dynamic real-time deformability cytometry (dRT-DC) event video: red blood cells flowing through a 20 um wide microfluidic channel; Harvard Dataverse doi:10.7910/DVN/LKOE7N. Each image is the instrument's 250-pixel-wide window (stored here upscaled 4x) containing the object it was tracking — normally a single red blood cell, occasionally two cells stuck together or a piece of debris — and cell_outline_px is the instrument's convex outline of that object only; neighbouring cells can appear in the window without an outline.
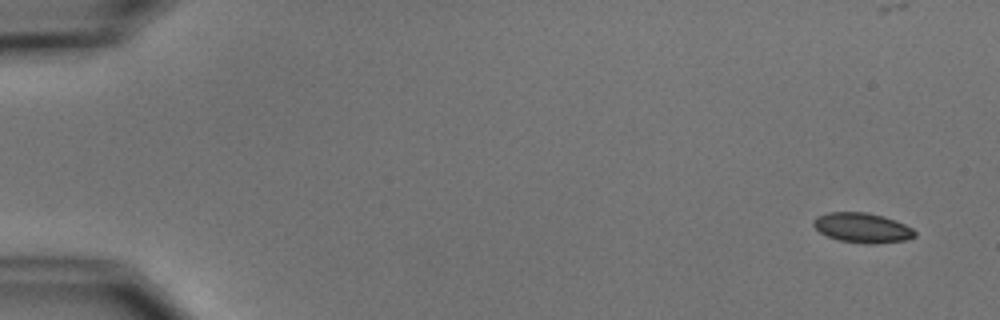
{"species": "common noctule bat (a hibernating species)", "species_latin": "Nyctalus noctula", "temperature_condition": "cold", "stored_images_in_passage": 6, "segment_of_instrument_passage": [1, 2], "camera_frame_rate_fps": 3000, "um_per_image_px": 0.085, "animal": {"sex": "male", "body_mass_g": 15.6}, "frame": {"image": 1, "passage_image": 1, "time_ms": 0.0, "image_size_px": [1000, 320], "cell_outline_px": [[916, 236], [908, 240], [876, 244], [864, 244], [840, 240], [828, 236], [820, 232], [812, 224], [812, 220], [816, 216], [828, 212], [864, 212], [884, 216], [904, 224], [912, 228], [916, 232]], "centroid_in_image_um": [73.3, 19.36], "position_along_channel_um": 11.7, "area_um2": 17.74}}
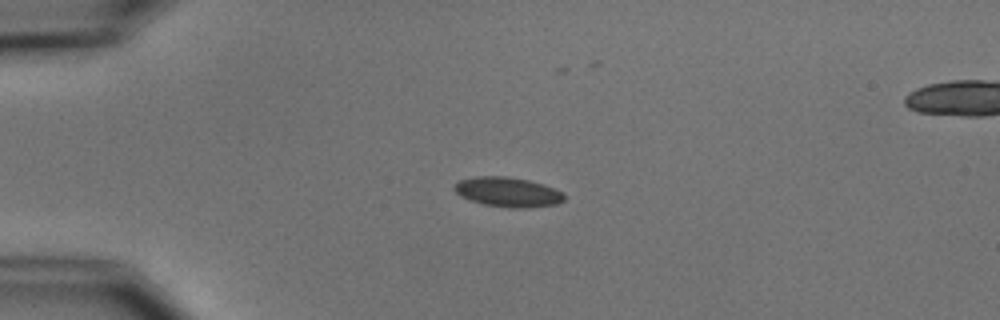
{"frame": {"image": 2, "passage_image": 4, "time_ms": 3.667, "image_size_px": [1000, 320], "cell_outline_px": [[564, 200], [556, 204], [528, 208], [512, 208], [484, 204], [460, 196], [452, 188], [460, 180], [476, 176], [504, 176], [528, 180], [564, 192]], "centroid_in_image_um": [43.16, 16.33], "position_along_channel_um": 41.8, "area_um2": 18.79}}